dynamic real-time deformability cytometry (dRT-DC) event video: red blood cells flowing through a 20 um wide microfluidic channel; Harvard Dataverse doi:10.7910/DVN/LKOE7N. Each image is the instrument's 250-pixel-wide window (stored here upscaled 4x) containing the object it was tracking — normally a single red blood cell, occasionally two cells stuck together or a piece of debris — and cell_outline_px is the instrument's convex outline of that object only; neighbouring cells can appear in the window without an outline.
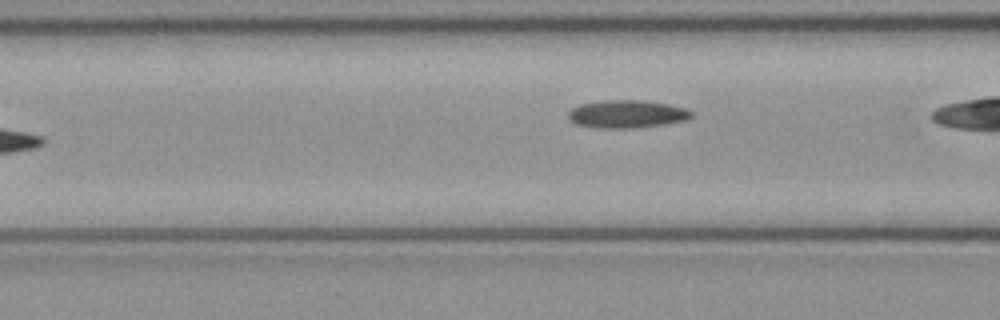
{"species": "common noctule bat (a hibernating species)", "species_latin": "Nyctalus noctula", "temperature_condition": "cold", "stored_images_in_passage": 4, "camera_frame_rate_fps": 3000, "um_per_image_px": 0.085, "animal": {"sex": "female", "body_mass_g": 21.9}, "frame": {"image": 1, "passage_image": 4, "time_ms": 1.0, "image_size_px": [1000, 320], "cell_outline_px": [[696, 112], [688, 120], [664, 124], [632, 128], [600, 128], [576, 124], [568, 120], [568, 112], [572, 108], [580, 104], [604, 100], [644, 100], [668, 104], [688, 108]], "centroid_in_image_um": [53.33, 9.69], "position_along_channel_um": 113.3, "area_um2": 20.23}}